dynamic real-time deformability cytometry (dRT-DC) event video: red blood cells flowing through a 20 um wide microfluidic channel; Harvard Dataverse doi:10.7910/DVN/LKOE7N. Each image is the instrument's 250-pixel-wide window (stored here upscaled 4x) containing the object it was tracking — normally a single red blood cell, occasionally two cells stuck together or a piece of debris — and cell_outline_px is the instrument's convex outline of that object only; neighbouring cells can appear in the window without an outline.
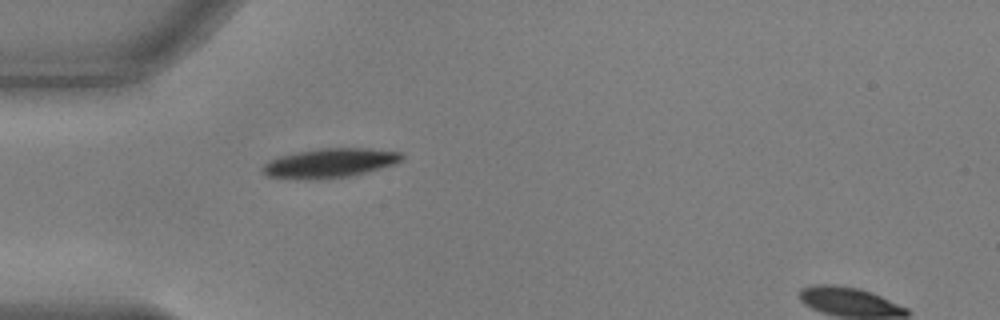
{"species": "common noctule bat (a hibernating species)", "species_latin": "Nyctalus noctula", "temperature_condition": "warm", "stored_images_in_passage": 40, "camera_frame_rate_fps": 3000, "um_per_image_px": 0.085, "animal": {"sex": "male", "body_mass_g": 17.9, "forearm_length_mm": 54.2}, "frame": {"image": 1, "passage_image": 1, "time_ms": 0.0, "image_size_px": [1000, 320], "cell_outline_px": [[404, 160], [396, 164], [348, 176], [320, 180], [316, 180], [268, 176], [260, 172], [260, 168], [268, 160], [280, 156], [296, 152], [320, 148], [372, 148], [400, 152], [404, 156]], "centroid_in_image_um": [28.03, 13.85], "position_along_channel_um": 57.0, "area_um2": 23.93}}
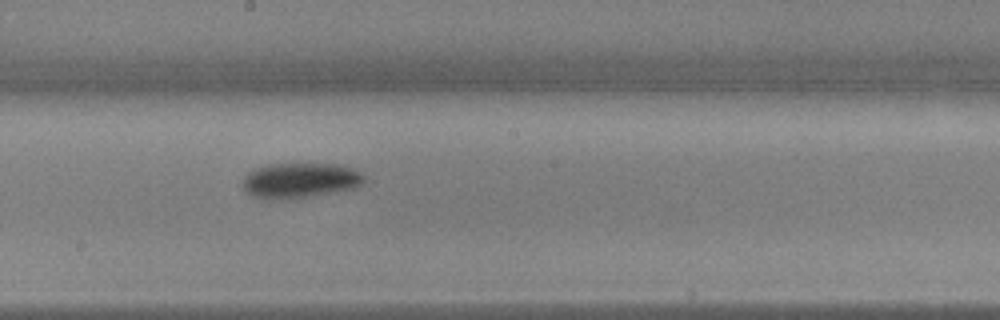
{"frame": {"image": 2, "passage_image": 15, "time_ms": 4.667, "image_size_px": [1000, 320], "cell_outline_px": [[364, 180], [360, 184], [352, 188], [280, 200], [256, 196], [248, 192], [244, 188], [244, 176], [248, 172], [256, 168], [268, 164], [344, 164], [360, 172], [364, 176]], "centroid_in_image_um": [25.5, 15.3], "position_along_channel_um": 222.7, "area_um2": 24.22}}
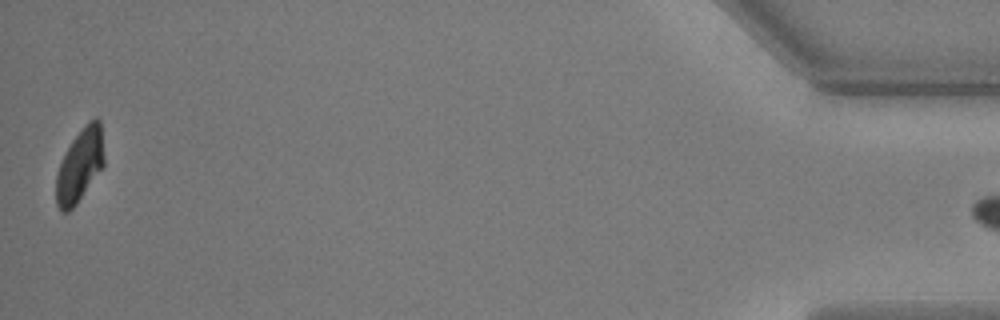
{"frame": {"image": 3, "passage_image": 39, "time_ms": 12.667, "image_size_px": [1000, 320], "cell_outline_px": [[104, 164], [76, 204], [68, 212], [60, 212], [56, 204], [56, 176], [60, 164], [72, 140], [84, 124], [88, 120], [96, 116], [100, 120], [104, 156]], "centroid_in_image_um": [6.78, 14.03], "position_along_channel_um": 428.4, "area_um2": 20.23}}